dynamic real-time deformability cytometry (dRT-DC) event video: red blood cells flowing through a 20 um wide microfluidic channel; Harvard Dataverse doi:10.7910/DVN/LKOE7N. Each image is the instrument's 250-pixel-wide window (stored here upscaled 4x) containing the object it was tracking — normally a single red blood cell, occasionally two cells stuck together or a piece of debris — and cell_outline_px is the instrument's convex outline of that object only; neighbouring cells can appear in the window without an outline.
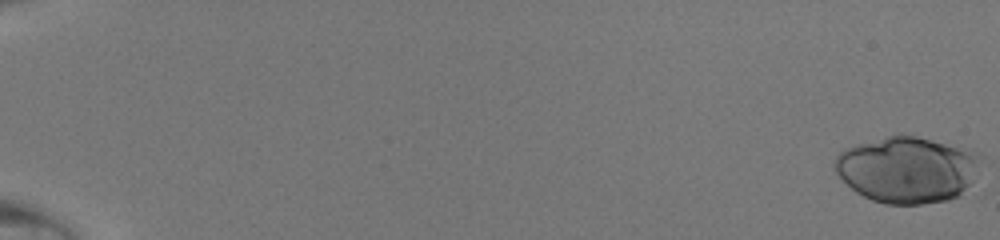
{"species": "human", "species_latin": "Homo sapiens", "temperature_condition": "room temperature", "stored_images_in_passage": 49, "camera_frame_rate_fps": 3000, "um_per_image_px": 0.085, "donor": {"sex": "male"}, "frame": {"image": 1, "passage_image": 1, "time_ms": 0.0, "image_size_px": [1000, 240], "cell_outline_px": [[984, 160], [960, 196], [948, 200], [920, 204], [884, 204], [872, 200], [856, 192], [832, 168], [832, 164], [836, 156], [844, 148], [856, 144], [888, 136], [916, 136], [976, 152], [984, 156]], "centroid_in_image_um": [77.1, 14.42], "position_along_channel_um": 7.9, "area_um2": 56.07}}
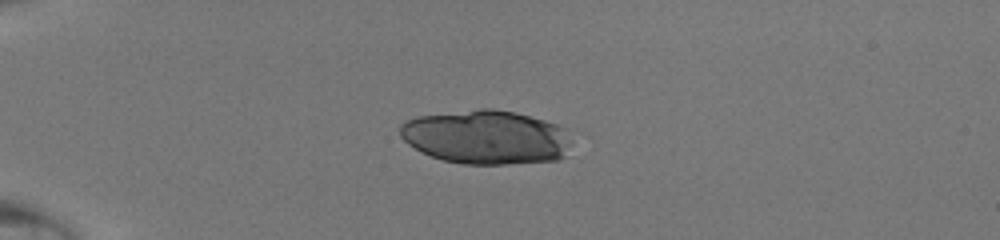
{"frame": {"image": 2, "passage_image": 15, "time_ms": 4.667, "image_size_px": [1000, 240], "cell_outline_px": [[588, 136], [560, 160], [508, 164], [464, 164], [444, 160], [432, 156], [408, 144], [400, 136], [400, 124], [416, 116], [480, 108], [492, 108], [516, 112], [544, 120], [584, 132]], "centroid_in_image_um": [41.62, 11.65], "position_along_channel_um": 43.4, "area_um2": 56.3}}